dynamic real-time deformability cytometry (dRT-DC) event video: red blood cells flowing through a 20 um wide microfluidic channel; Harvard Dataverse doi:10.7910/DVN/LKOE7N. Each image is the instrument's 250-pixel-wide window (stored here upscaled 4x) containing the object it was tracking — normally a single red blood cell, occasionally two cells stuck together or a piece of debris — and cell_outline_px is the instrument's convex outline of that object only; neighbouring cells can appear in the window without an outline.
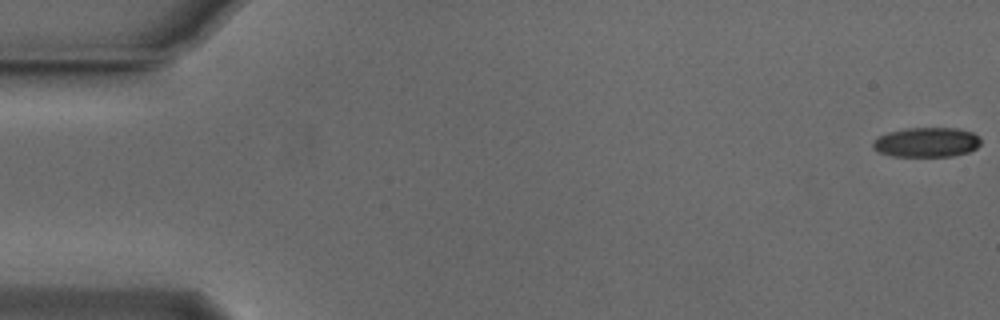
{"species": "Egyptian fruit bat (a non-hibernating species)", "species_latin": "Rousettus aegyptiacus", "temperature_condition": "cold", "stored_images_in_passage": 55, "camera_frame_rate_fps": 3000, "um_per_image_px": 0.085, "animal": {"sex": "male"}, "frame": {"image": 1, "passage_image": 1, "time_ms": 0.0, "image_size_px": [1000, 320], "cell_outline_px": [[980, 144], [976, 148], [968, 152], [952, 156], [892, 156], [880, 152], [872, 148], [872, 144], [880, 136], [888, 132], [908, 128], [956, 128], [972, 132], [980, 136]], "centroid_in_image_um": [78.79, 12.09], "position_along_channel_um": 6.2, "area_um2": 18.55}}
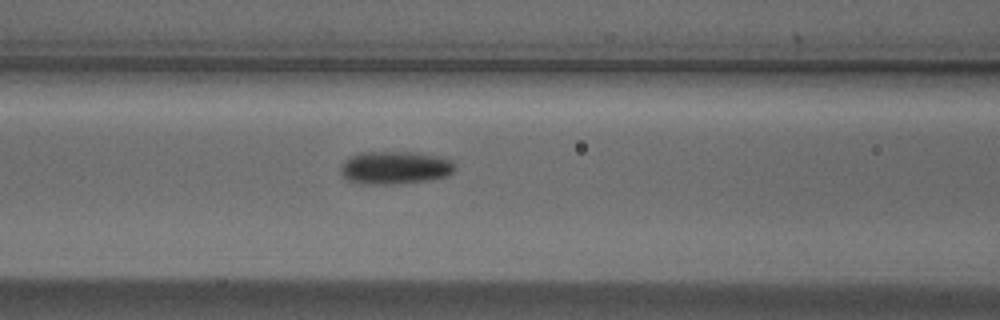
{"frame": {"image": 2, "passage_image": 23, "time_ms": 7.333, "image_size_px": [1000, 320], "cell_outline_px": [[456, 168], [448, 176], [428, 180], [396, 184], [364, 184], [348, 180], [340, 172], [340, 164], [348, 156], [360, 152], [416, 152], [436, 156], [452, 160]], "centroid_in_image_um": [33.54, 14.25], "position_along_channel_um": 133.1, "area_um2": 22.14}}
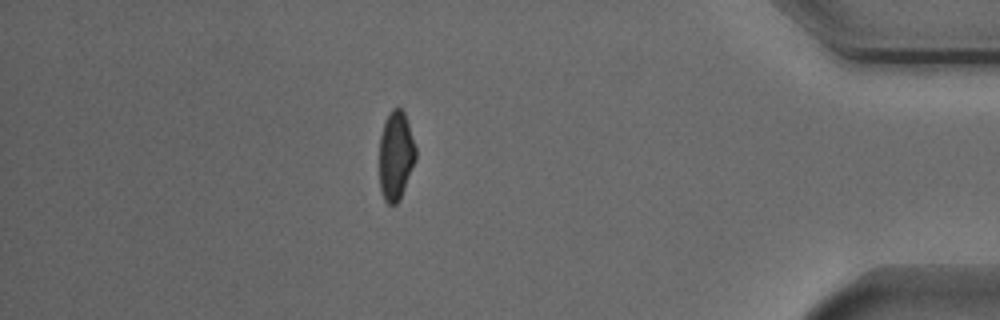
{"frame": {"image": 3, "passage_image": 48, "time_ms": 15.667, "image_size_px": [1000, 320], "cell_outline_px": [[416, 160], [404, 188], [396, 204], [388, 204], [384, 200], [380, 192], [380, 136], [384, 120], [392, 108], [400, 108], [404, 112], [416, 148]], "centroid_in_image_um": [33.63, 13.21], "position_along_channel_um": 401.6, "area_um2": 18.73}, "authors_computed_cell_mechanics": {"area_um2": 20.1722, "velocity_mm_per_s": 3.7545, "shape_relaxation_time_tau1_ms": 4.5708, "shape_relaxation_time_tau2_ms": null, "deformation_change_tau1": 0.1377, "deformation_change_tau2": null}}